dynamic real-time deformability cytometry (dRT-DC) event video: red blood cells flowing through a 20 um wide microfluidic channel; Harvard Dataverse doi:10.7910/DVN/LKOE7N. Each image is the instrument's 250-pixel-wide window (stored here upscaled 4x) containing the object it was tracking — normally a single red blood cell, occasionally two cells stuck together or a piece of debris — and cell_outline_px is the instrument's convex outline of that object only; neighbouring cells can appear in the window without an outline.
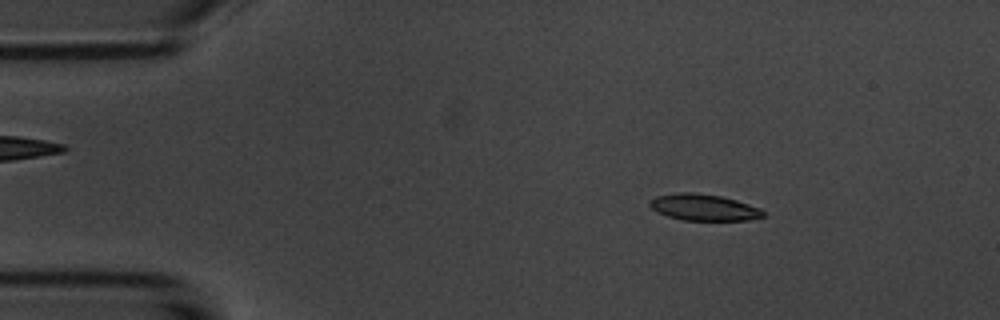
{"species": "common noctule bat (a hibernating species)", "species_latin": "Nyctalus noctula", "temperature_condition": "room temperature", "stored_images_in_passage": 4, "camera_frame_rate_fps": 3000, "um_per_image_px": 0.085, "animal": {"sex": "male", "body_mass_g": 20.1, "forearm_length_mm": 53.5}, "frame": {"image": 1, "passage_image": 2, "time_ms": 1.0, "image_size_px": [1000, 320], "cell_outline_px": [[768, 216], [748, 220], [684, 220], [668, 216], [656, 212], [648, 204], [656, 196], [676, 192], [696, 192], [720, 196], [736, 200], [760, 208]], "centroid_in_image_um": [59.83, 17.62], "position_along_channel_um": 25.2, "area_um2": 17.51}}